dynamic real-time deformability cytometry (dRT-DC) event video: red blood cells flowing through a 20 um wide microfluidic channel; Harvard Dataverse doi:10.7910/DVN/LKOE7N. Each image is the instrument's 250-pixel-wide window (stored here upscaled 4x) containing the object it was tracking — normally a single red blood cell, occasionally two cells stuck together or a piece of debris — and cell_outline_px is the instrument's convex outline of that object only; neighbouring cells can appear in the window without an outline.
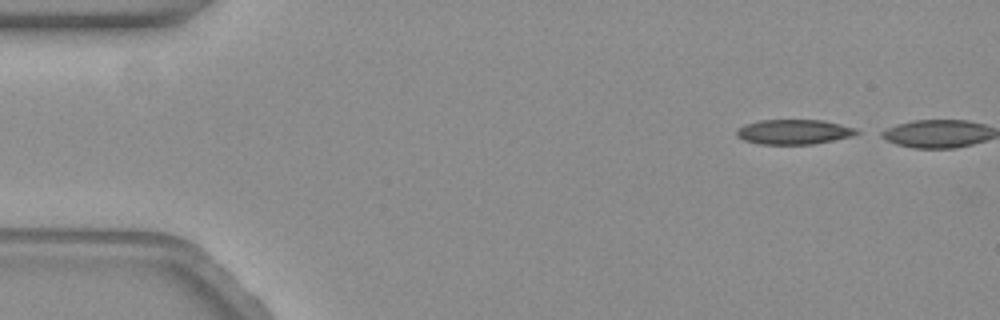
{"species": "common noctule bat (a hibernating species)", "species_latin": "Nyctalus noctula", "temperature_condition": "warm", "stored_images_in_passage": 2, "camera_frame_rate_fps": 3000, "um_per_image_px": 0.085, "animal": {"sex": "female", "body_mass_g": 19.3, "forearm_length_mm": 54.1}, "frame": {"image": 1, "passage_image": 1, "time_ms": 0.0, "image_size_px": [1000, 320], "cell_outline_px": [[860, 132], [852, 136], [812, 144], [760, 144], [744, 140], [736, 136], [736, 128], [744, 124], [760, 120], [824, 120], [856, 128]], "centroid_in_image_um": [67.45, 11.2], "position_along_channel_um": 17.6, "area_um2": 17.4}}